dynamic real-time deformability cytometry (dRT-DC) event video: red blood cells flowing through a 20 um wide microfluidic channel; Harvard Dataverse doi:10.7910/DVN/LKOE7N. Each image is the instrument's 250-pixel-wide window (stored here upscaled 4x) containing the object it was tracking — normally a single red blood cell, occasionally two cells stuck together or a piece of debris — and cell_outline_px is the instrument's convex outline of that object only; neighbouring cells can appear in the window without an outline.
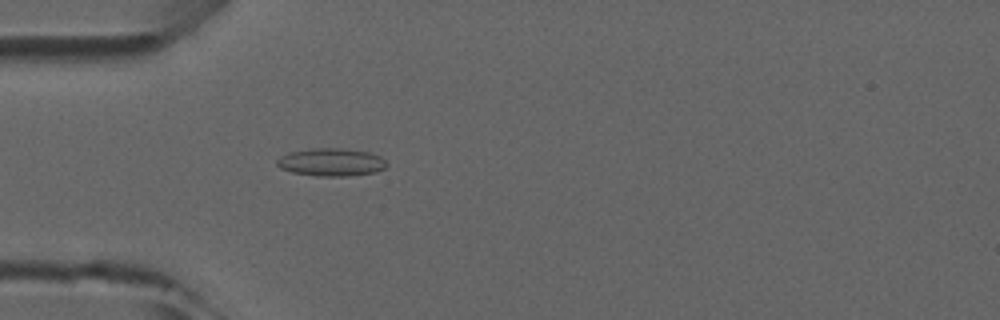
{"species": "common noctule bat (a hibernating species)", "species_latin": "Nyctalus noctula", "temperature_condition": "room temperature", "stored_images_in_passage": 42, "camera_frame_rate_fps": 3000, "um_per_image_px": 0.085, "animal": {"sex": "male", "forearm_length_mm": 52.5}, "frame": {"image": 1, "passage_image": 14, "time_ms": 4.333, "image_size_px": [1000, 320], "cell_outline_px": [[388, 164], [384, 168], [376, 172], [348, 176], [316, 176], [292, 172], [280, 168], [276, 164], [276, 160], [280, 156], [288, 152], [312, 148], [340, 148], [368, 152], [380, 156]], "centroid_in_image_um": [28.13, 13.78], "position_along_channel_um": 56.9, "area_um2": 17.86}}
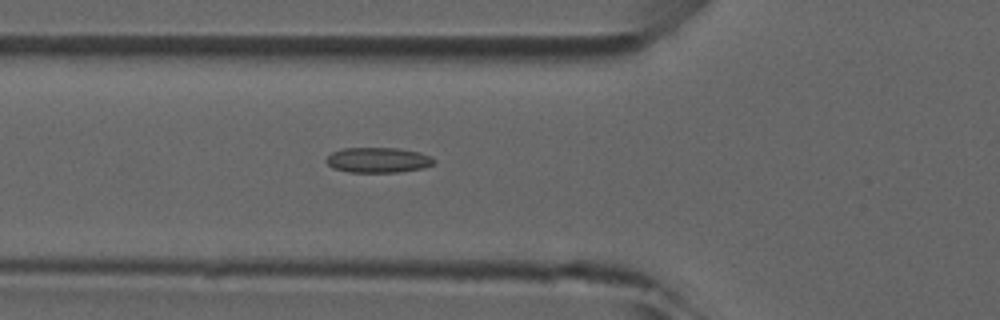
{"frame": {"image": 2, "passage_image": 17, "time_ms": 5.333, "image_size_px": [1000, 320], "cell_outline_px": [[436, 160], [432, 164], [424, 168], [400, 172], [348, 172], [332, 168], [324, 160], [332, 152], [344, 148], [400, 148], [420, 152], [432, 156]], "centroid_in_image_um": [32.15, 13.6], "position_along_channel_um": 93.7, "area_um2": 16.01}}
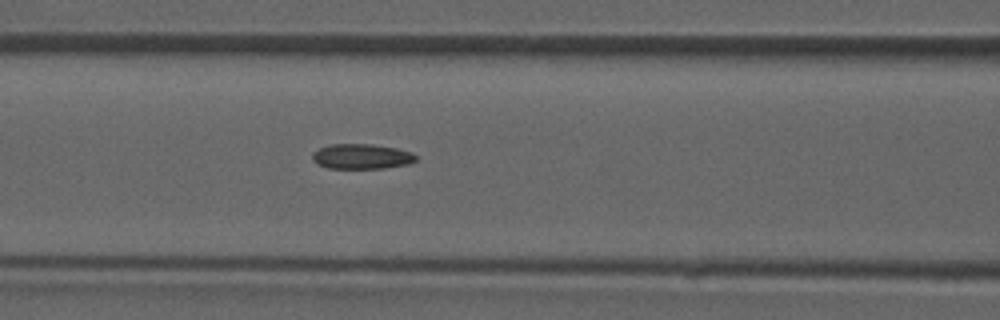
{"frame": {"image": 3, "passage_image": 20, "time_ms": 6.333, "image_size_px": [1000, 320], "cell_outline_px": [[416, 160], [408, 164], [384, 168], [328, 168], [316, 164], [312, 160], [312, 152], [320, 148], [332, 144], [372, 144], [396, 148], [412, 152], [416, 156]], "centroid_in_image_um": [30.71, 13.3], "position_along_channel_um": 135.9, "area_um2": 15.14}}